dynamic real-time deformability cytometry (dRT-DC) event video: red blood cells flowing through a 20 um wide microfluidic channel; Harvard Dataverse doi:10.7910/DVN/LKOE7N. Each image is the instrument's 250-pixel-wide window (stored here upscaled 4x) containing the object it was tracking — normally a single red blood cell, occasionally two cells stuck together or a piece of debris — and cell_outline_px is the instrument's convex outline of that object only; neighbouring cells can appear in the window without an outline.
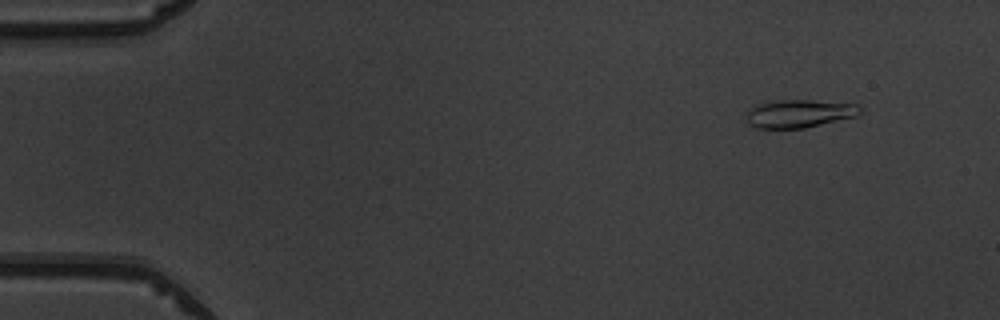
{"species": "common noctule bat (a hibernating species)", "species_latin": "Nyctalus noctula", "temperature_condition": "warm", "stored_images_in_passage": 51, "camera_frame_rate_fps": 3000, "um_per_image_px": 0.085, "animal": {"sex": "male", "body_mass_g": 19.5, "forearm_length_mm": 54.6}, "frame": {"image": 1, "passage_image": 5, "time_ms": 1.333, "image_size_px": [1000, 320], "cell_outline_px": [[864, 108], [856, 116], [804, 128], [756, 128], [748, 124], [748, 112], [756, 104], [780, 100], [808, 100], [856, 104]], "centroid_in_image_um": [67.95, 9.65], "position_along_channel_um": 17.0, "area_um2": 18.32}}
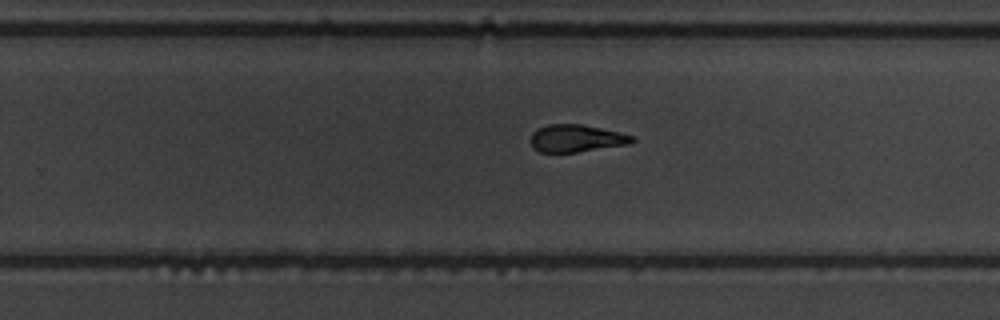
{"frame": {"image": 2, "passage_image": 33, "time_ms": 10.667, "image_size_px": [1000, 320], "cell_outline_px": [[636, 140], [628, 144], [576, 152], [540, 152], [532, 148], [528, 140], [532, 132], [536, 128], [548, 124], [580, 124], [620, 132], [636, 136]], "centroid_in_image_um": [48.94, 11.75], "position_along_channel_um": 280.9, "area_um2": 16.42}}
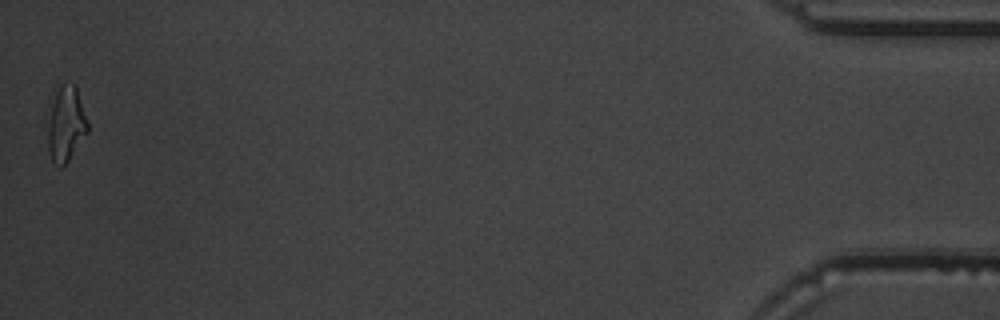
{"frame": {"image": 3, "passage_image": 51, "time_ms": 16.667, "image_size_px": [1000, 320], "cell_outline_px": [[88, 132], [68, 160], [60, 168], [52, 160], [48, 148], [44, 120], [44, 112], [60, 84], [76, 84], [88, 124]], "centroid_in_image_um": [5.52, 10.49], "position_along_channel_um": 429.7, "area_um2": 18.32}, "authors_computed_cell_mechanics": {"area_um2": 17.1088, "velocity_mm_per_s": 3.9949, "shape_relaxation_time_tau1_ms": 3.8823, "shape_relaxation_time_tau2_ms": 1.9277, "deformation_change_tau1": 0.1956, "deformation_change_tau2": 0.1123}}